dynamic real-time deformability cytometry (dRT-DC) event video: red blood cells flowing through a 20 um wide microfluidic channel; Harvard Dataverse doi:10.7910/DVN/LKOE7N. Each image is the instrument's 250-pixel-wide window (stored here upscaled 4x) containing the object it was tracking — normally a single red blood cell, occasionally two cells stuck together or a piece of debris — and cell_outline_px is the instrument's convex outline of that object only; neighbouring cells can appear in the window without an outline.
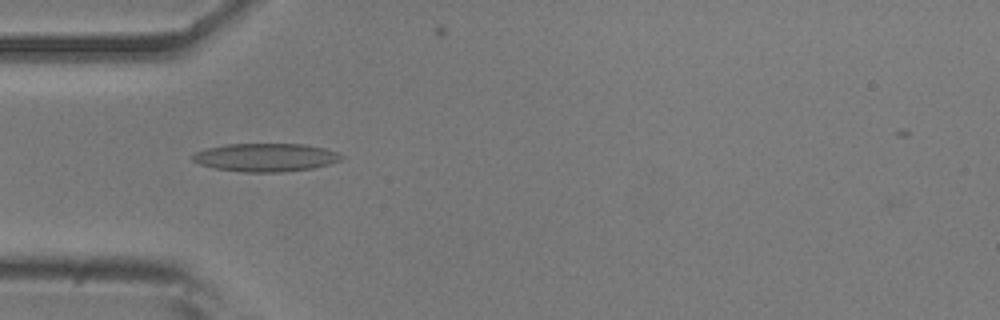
{"species": "common noctule bat (a hibernating species)", "species_latin": "Nyctalus noctula", "temperature_condition": "room temperature", "stored_images_in_passage": 44, "camera_frame_rate_fps": 3000, "um_per_image_px": 0.085, "animal": {"sex": "male", "body_mass_g": 20.5, "forearm_length_mm": 52.5}, "frame": {"image": 1, "passage_image": 7, "time_ms": 2.0, "image_size_px": [1000, 320], "cell_outline_px": [[344, 156], [340, 160], [328, 164], [312, 168], [280, 172], [244, 172], [212, 168], [200, 164], [192, 160], [192, 156], [196, 152], [208, 148], [228, 144], [304, 144], [324, 148], [336, 152]], "centroid_in_image_um": [22.56, 13.38], "position_along_channel_um": 62.4, "area_um2": 24.28}}
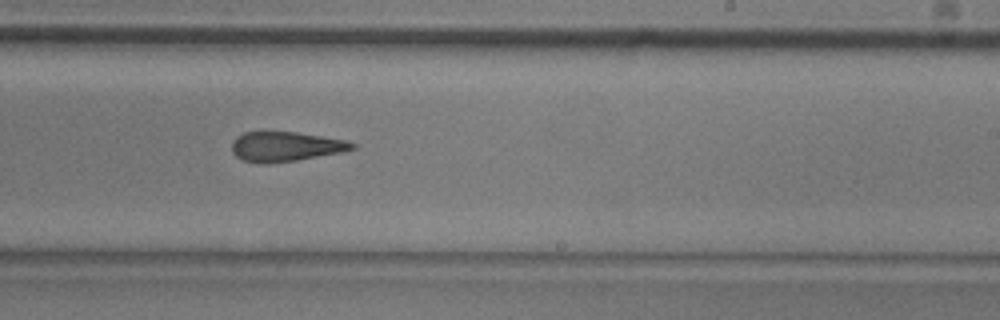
{"frame": {"image": 2, "passage_image": 23, "time_ms": 7.333, "image_size_px": [1000, 320], "cell_outline_px": [[356, 148], [340, 152], [296, 160], [260, 164], [244, 160], [236, 156], [232, 152], [232, 140], [236, 136], [244, 132], [264, 128], [268, 128], [296, 132], [348, 140], [356, 144]], "centroid_in_image_um": [24.21, 12.4], "position_along_channel_um": 264.8, "area_um2": 21.56}}
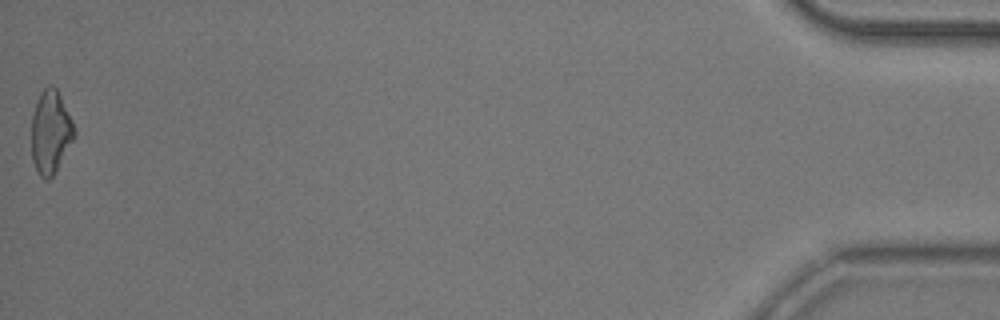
{"frame": {"image": 3, "passage_image": 44, "time_ms": 14.333, "image_size_px": [1000, 320], "cell_outline_px": [[76, 136], [56, 172], [48, 180], [44, 180], [40, 176], [32, 160], [32, 116], [40, 92], [48, 84], [52, 84], [56, 88], [72, 120], [76, 132]], "centroid_in_image_um": [4.31, 11.24], "position_along_channel_um": 430.9, "area_um2": 20.81}, "authors_computed_cell_mechanics": {"area_um2": 21.5594, "velocity_mm_per_s": 3.7938, "shape_relaxation_time_tau1_ms": 9.3701, "shape_relaxation_time_tau2_ms": 3.0383, "deformation_change_tau1": 0.227, "deformation_change_tau2": 0.1392}}